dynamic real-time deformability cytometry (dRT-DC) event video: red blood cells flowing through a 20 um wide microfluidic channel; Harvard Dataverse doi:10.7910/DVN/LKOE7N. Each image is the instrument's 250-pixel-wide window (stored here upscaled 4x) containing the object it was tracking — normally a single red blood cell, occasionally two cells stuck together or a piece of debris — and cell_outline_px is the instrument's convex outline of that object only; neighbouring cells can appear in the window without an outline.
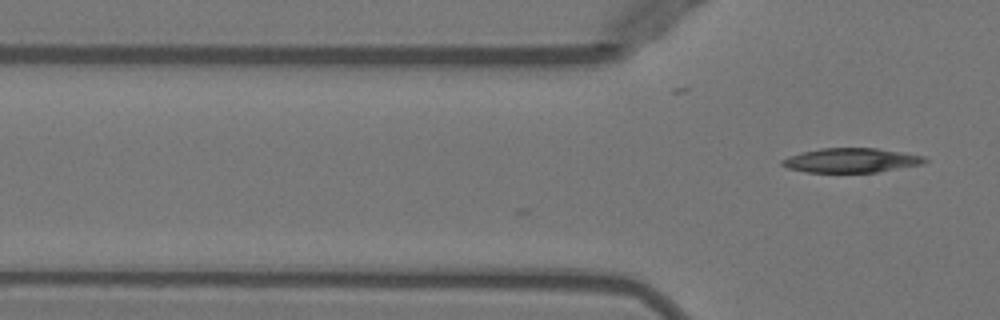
{"species": "Egyptian fruit bat (a non-hibernating species)", "species_latin": "Rousettus aegyptiacus", "temperature_condition": "warm", "stored_images_in_passage": 4, "camera_frame_rate_fps": 3000, "um_per_image_px": 0.085, "animal": {"sex": "female"}, "frame": {"image": 1, "passage_image": 4, "time_ms": 1.0, "image_size_px": [1000, 320], "cell_outline_px": [[928, 160], [924, 164], [876, 172], [808, 172], [788, 168], [780, 164], [780, 160], [788, 156], [800, 152], [820, 148], [876, 148], [904, 152], [924, 156]], "centroid_in_image_um": [72.35, 13.62], "position_along_channel_um": 53.5, "area_um2": 20.4}}